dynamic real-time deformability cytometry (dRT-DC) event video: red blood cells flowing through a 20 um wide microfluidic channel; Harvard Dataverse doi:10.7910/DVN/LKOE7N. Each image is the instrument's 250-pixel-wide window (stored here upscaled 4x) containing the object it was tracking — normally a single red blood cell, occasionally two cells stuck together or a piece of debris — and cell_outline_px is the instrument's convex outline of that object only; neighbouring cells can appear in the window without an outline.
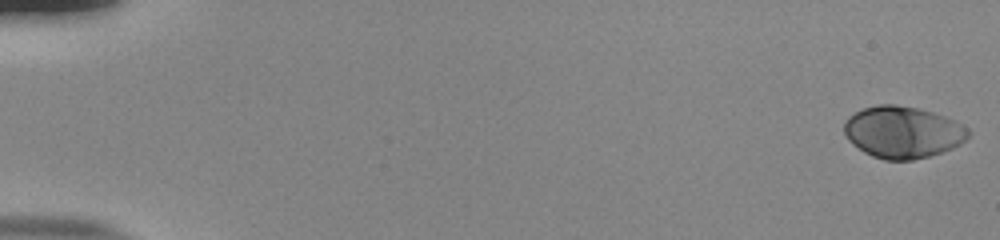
{"species": "human", "species_latin": "Homo sapiens", "temperature_condition": "room temperature", "stored_images_in_passage": 55, "camera_frame_rate_fps": 3000, "um_per_image_px": 0.085, "donor": {"sex": "male"}, "frame": {"image": 1, "passage_image": 1, "time_ms": 0.0, "image_size_px": [1000, 240], "cell_outline_px": [[972, 132], [960, 144], [952, 148], [928, 156], [912, 160], [884, 160], [872, 156], [864, 152], [852, 144], [848, 140], [844, 132], [844, 124], [848, 116], [864, 108], [876, 104], [896, 104], [916, 108], [932, 112], [944, 116], [968, 128]], "centroid_in_image_um": [76.7, 11.23], "position_along_channel_um": 8.3, "area_um2": 37.4}}
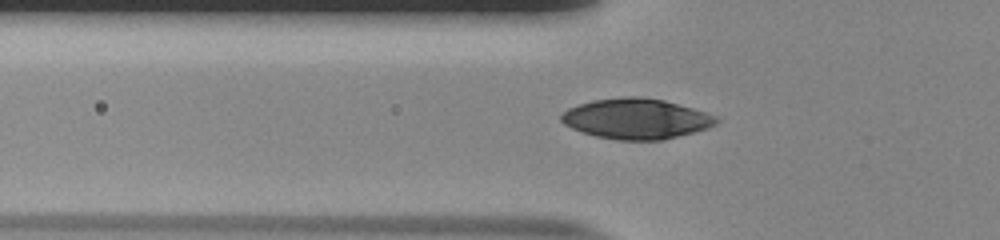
{"frame": {"image": 2, "passage_image": 20, "time_ms": 6.333, "image_size_px": [1000, 240], "cell_outline_px": [[720, 120], [716, 124], [708, 128], [664, 140], [616, 140], [596, 136], [572, 128], [564, 124], [560, 120], [560, 116], [568, 108], [592, 100], [624, 96], [640, 96], [664, 100], [692, 108], [716, 116]], "centroid_in_image_um": [54.08, 10.09], "position_along_channel_um": 71.7, "area_um2": 36.47}}
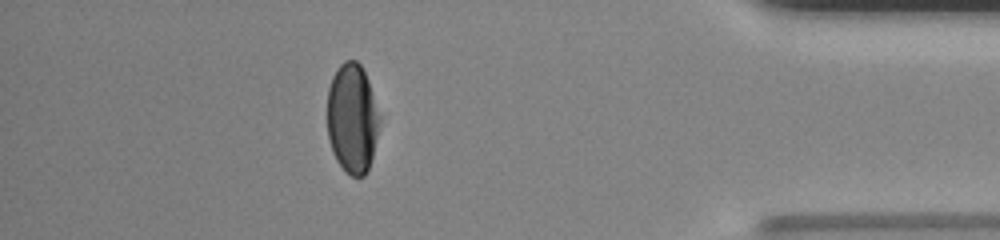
{"frame": {"image": 3, "passage_image": 49, "time_ms": 16.0, "image_size_px": [1000, 240], "cell_outline_px": [[380, 120], [372, 156], [368, 168], [364, 176], [352, 176], [336, 160], [332, 152], [328, 136], [328, 88], [332, 76], [336, 68], [344, 60], [356, 60], [360, 64], [368, 80], [380, 116]], "centroid_in_image_um": [29.93, 10.03], "position_along_channel_um": 405.3, "area_um2": 33.18}, "authors_computed_cell_mechanics": {"area_um2": 36.703, "velocity_mm_per_s": 3.82, "shape_relaxation_time_tau1_ms": 3.1274, "shape_relaxation_time_tau2_ms": null, "deformation_change_tau1": 0.1707, "deformation_change_tau2": null}}